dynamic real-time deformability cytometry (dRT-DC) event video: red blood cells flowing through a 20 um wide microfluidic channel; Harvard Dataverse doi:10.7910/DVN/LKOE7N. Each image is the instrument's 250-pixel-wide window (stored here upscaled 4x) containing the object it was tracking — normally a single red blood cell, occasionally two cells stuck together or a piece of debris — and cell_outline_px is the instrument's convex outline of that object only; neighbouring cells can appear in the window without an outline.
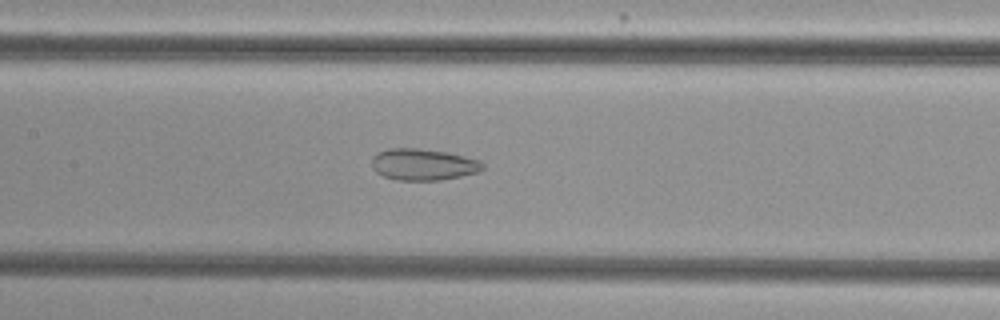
{"species": "common noctule bat (a hibernating species)", "species_latin": "Nyctalus noctula", "temperature_condition": "cold", "stored_images_in_passage": 50, "camera_frame_rate_fps": 3000, "um_per_image_px": 0.085, "animal": {"sex": "female", "body_mass_g": 29.2, "forearm_length_mm": 56.3}, "frame": {"image": 1, "passage_image": 27, "time_ms": 8.667, "image_size_px": [1000, 320], "cell_outline_px": [[484, 168], [480, 172], [440, 180], [396, 180], [384, 176], [376, 172], [372, 168], [372, 156], [388, 148], [420, 148], [448, 152], [480, 160], [484, 164]], "centroid_in_image_um": [35.99, 13.98], "position_along_channel_um": 171.4, "area_um2": 20.52}}
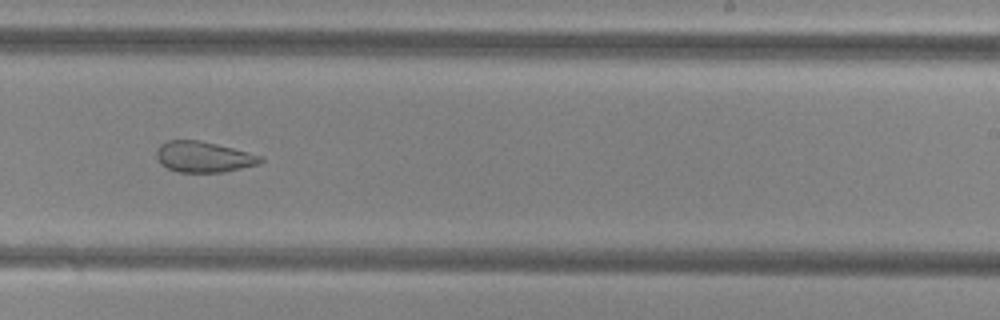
{"frame": {"image": 2, "passage_image": 35, "time_ms": 11.333, "image_size_px": [1000, 320], "cell_outline_px": [[264, 160], [260, 164], [224, 172], [176, 172], [160, 164], [156, 156], [156, 152], [160, 144], [168, 140], [200, 140], [264, 156]], "centroid_in_image_um": [17.31, 13.34], "position_along_channel_um": 271.7, "area_um2": 18.79}}
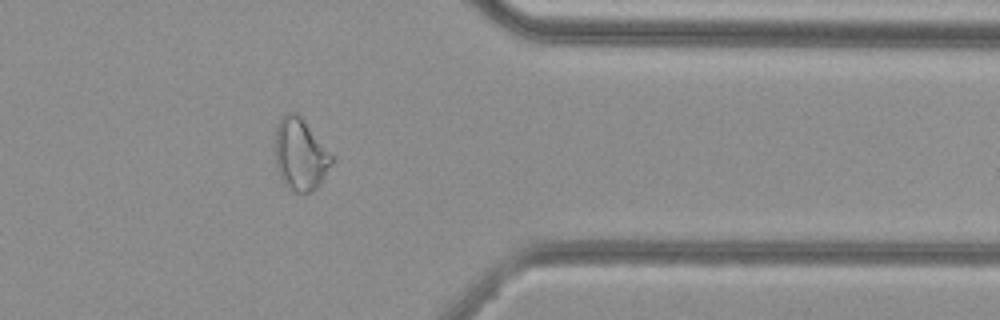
{"frame": {"image": 3, "passage_image": 45, "time_ms": 14.667, "image_size_px": [1000, 320], "cell_outline_px": [[332, 164], [320, 184], [316, 188], [308, 192], [296, 192], [284, 184], [280, 176], [276, 164], [276, 124], [288, 112], [296, 112], [300, 116], [332, 156]], "centroid_in_image_um": [25.52, 13.14], "position_along_channel_um": 385.9, "area_um2": 23.06}}